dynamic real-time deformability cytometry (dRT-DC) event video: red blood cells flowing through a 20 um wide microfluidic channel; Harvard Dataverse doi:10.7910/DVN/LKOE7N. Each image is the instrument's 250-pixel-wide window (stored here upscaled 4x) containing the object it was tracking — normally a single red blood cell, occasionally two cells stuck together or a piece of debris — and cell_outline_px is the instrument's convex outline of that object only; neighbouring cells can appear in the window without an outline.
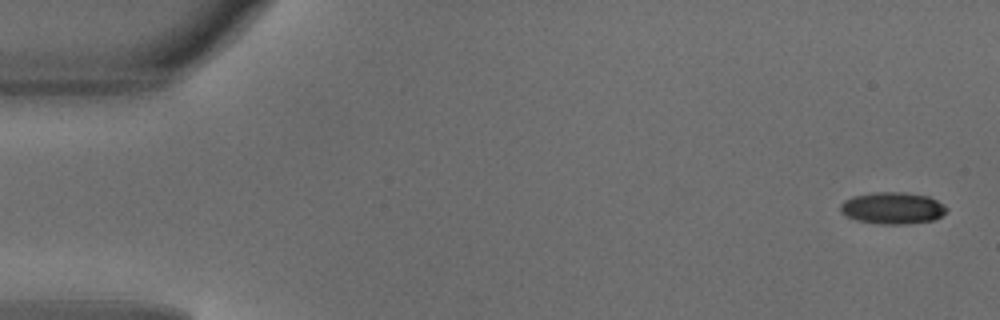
{"species": "common noctule bat (a hibernating species)", "species_latin": "Nyctalus noctula", "temperature_condition": "warm", "stored_images_in_passage": 48, "camera_frame_rate_fps": 3000, "um_per_image_px": 0.085, "animal": {"sex": "male", "body_mass_g": 18.8}, "frame": {"image": 1, "passage_image": 1, "time_ms": 0.0, "image_size_px": [1000, 320], "cell_outline_px": [[948, 208], [940, 216], [932, 220], [908, 224], [880, 224], [856, 220], [840, 212], [840, 204], [844, 200], [852, 196], [876, 192], [904, 192], [928, 196], [944, 204]], "centroid_in_image_um": [75.85, 17.68], "position_along_channel_um": 9.2, "area_um2": 19.65}}
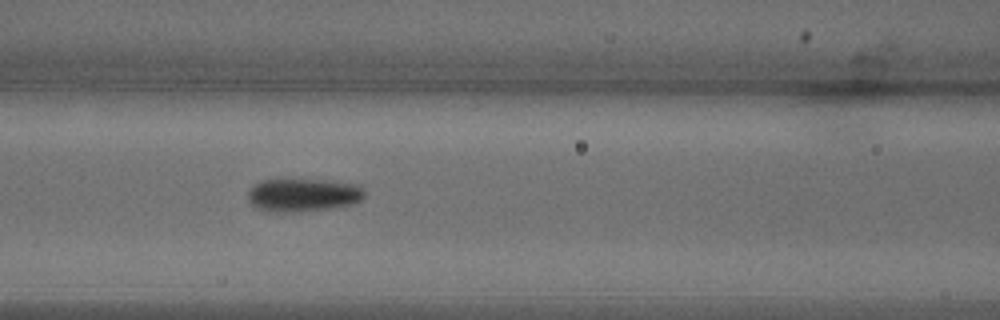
{"frame": {"image": 2, "passage_image": 20, "time_ms": 6.333, "image_size_px": [1000, 320], "cell_outline_px": [[364, 196], [360, 200], [352, 204], [332, 208], [292, 212], [260, 212], [248, 200], [248, 192], [256, 184], [264, 180], [328, 180], [356, 184], [364, 188]], "centroid_in_image_um": [25.75, 16.59], "position_along_channel_um": 140.8, "area_um2": 22.54}}
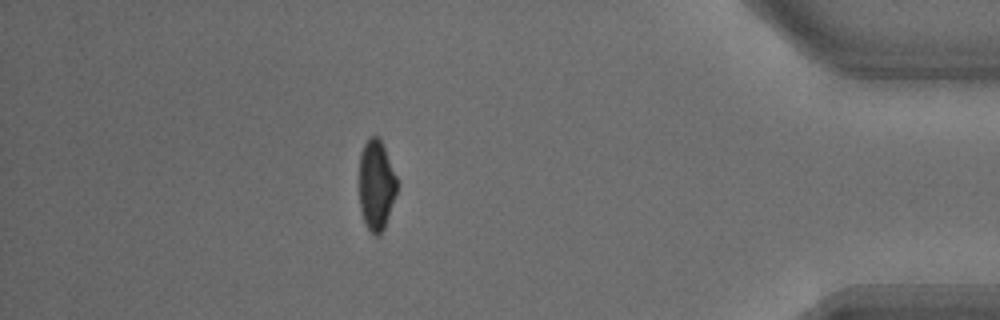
{"frame": {"image": 3, "passage_image": 42, "time_ms": 13.667, "image_size_px": [1000, 320], "cell_outline_px": [[396, 192], [384, 228], [380, 236], [376, 236], [364, 224], [360, 208], [360, 152], [368, 136], [380, 136], [396, 176]], "centroid_in_image_um": [31.97, 15.7], "position_along_channel_um": 403.2, "area_um2": 19.77}, "authors_computed_cell_mechanics": {"area_um2": 21.0681, "velocity_mm_per_s": 4.1702, "shape_relaxation_time_tau1_ms": 2.9498, "shape_relaxation_time_tau2_ms": 1.0919, "deformation_change_tau1": 0.1287, "deformation_change_tau2": 0.0494}}